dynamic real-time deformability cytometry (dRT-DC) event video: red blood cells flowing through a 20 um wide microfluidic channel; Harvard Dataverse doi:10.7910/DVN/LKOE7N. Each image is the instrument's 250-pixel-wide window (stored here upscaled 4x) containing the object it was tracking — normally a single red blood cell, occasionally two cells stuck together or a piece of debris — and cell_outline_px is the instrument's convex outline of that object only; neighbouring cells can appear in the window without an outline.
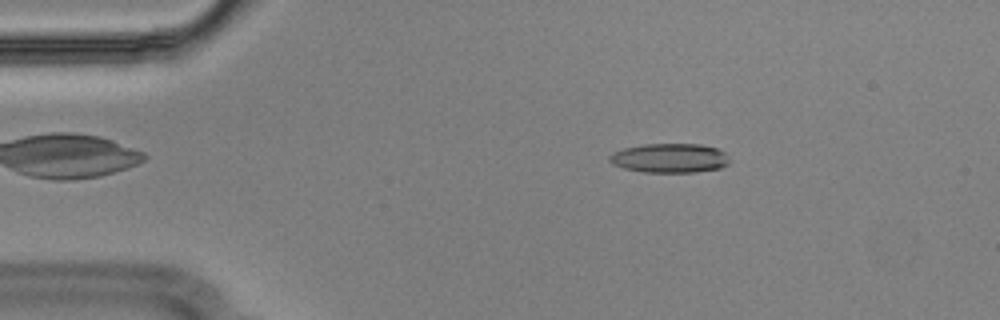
{"species": "Egyptian fruit bat (a non-hibernating species)", "species_latin": "Rousettus aegyptiacus", "temperature_condition": "cold", "stored_images_in_passage": 55, "camera_frame_rate_fps": 3000, "um_per_image_px": 0.085, "animal": {"sex": "male"}, "frame": {"image": 1, "passage_image": 9, "time_ms": 2.667, "image_size_px": [1000, 320], "cell_outline_px": [[728, 164], [720, 168], [696, 172], [644, 172], [624, 168], [612, 164], [608, 160], [608, 156], [612, 152], [624, 148], [644, 144], [700, 144], [716, 148], [724, 152], [728, 156]], "centroid_in_image_um": [56.9, 13.43], "position_along_channel_um": 28.1, "area_um2": 20.52}}
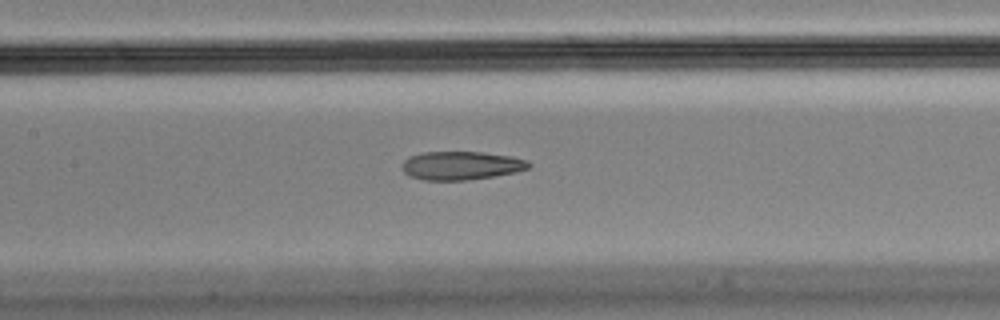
{"frame": {"image": 2, "passage_image": 25, "time_ms": 8.0, "image_size_px": [1000, 320], "cell_outline_px": [[532, 164], [528, 168], [516, 172], [468, 180], [424, 180], [408, 176], [400, 168], [404, 160], [408, 156], [424, 152], [480, 152], [512, 156], [528, 160]], "centroid_in_image_um": [39.17, 14.07], "position_along_channel_um": 168.2, "area_um2": 21.15}}
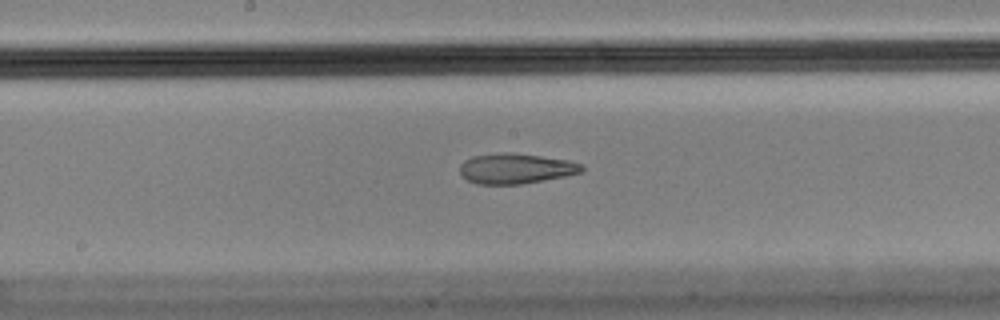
{"frame": {"image": 3, "passage_image": 28, "time_ms": 9.0, "image_size_px": [1000, 320], "cell_outline_px": [[584, 168], [580, 172], [564, 176], [520, 184], [476, 184], [468, 180], [460, 172], [460, 164], [464, 160], [472, 156], [500, 152], [512, 152], [568, 160], [584, 164]], "centroid_in_image_um": [43.82, 14.31], "position_along_channel_um": 204.4, "area_um2": 21.44}, "authors_computed_cell_mechanics": {"area_um2": 21.964, "velocity_mm_per_s": 3.6223, "shape_relaxation_time_tau1_ms": null, "shape_relaxation_time_tau2_ms": 2.8196, "deformation_change_tau1": null, "deformation_change_tau2": 0.1223}}